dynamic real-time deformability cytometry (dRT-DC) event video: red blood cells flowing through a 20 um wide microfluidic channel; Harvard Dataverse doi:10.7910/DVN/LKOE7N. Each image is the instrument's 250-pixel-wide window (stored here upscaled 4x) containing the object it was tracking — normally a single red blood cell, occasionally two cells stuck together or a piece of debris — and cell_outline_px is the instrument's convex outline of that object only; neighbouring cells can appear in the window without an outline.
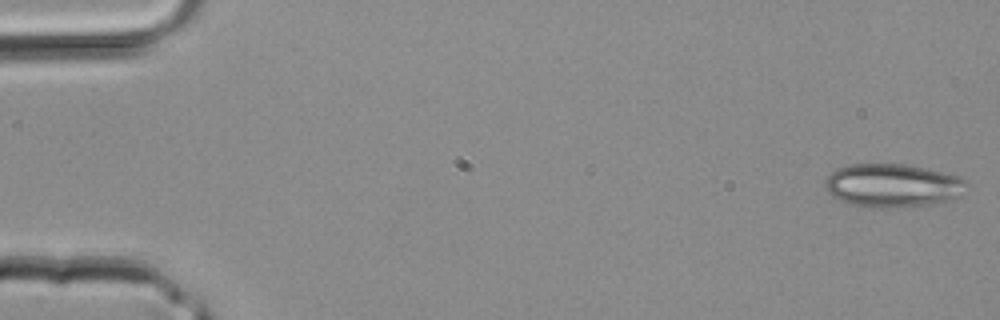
{"species": "common noctule bat (a hibernating species)", "species_latin": "Nyctalus noctula", "temperature_condition": "room temperature", "stored_images_in_passage": 39, "camera_frame_rate_fps": 3000, "um_per_image_px": 0.085, "animal": {"sex": "male", "body_mass_g": 20.4}, "frame": {"image": 1, "passage_image": 1, "time_ms": 0.0, "image_size_px": [1000, 320], "cell_outline_px": [[968, 184], [956, 196], [944, 204], [884, 208], [872, 208], [852, 204], [840, 200], [832, 196], [824, 188], [824, 180], [832, 172], [840, 168], [852, 164], [904, 164], [924, 168], [956, 176], [968, 180]], "centroid_in_image_um": [75.86, 15.79], "position_along_channel_um": 9.1, "area_um2": 35.78}}
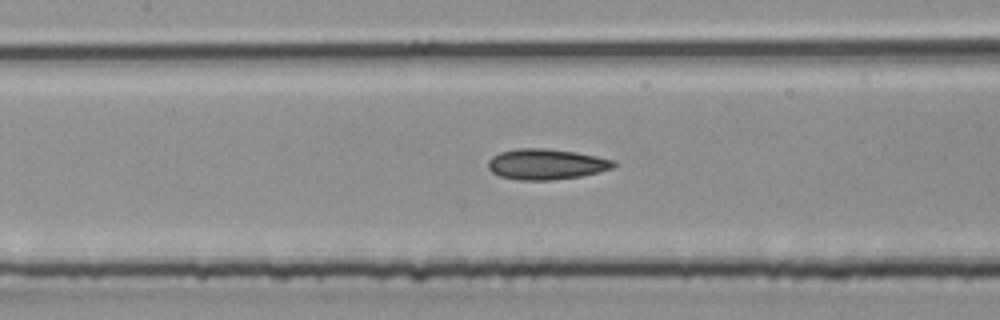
{"frame": {"image": 2, "passage_image": 18, "time_ms": 5.667, "image_size_px": [1000, 320], "cell_outline_px": [[616, 164], [612, 168], [600, 172], [580, 176], [552, 180], [520, 180], [500, 176], [492, 172], [488, 168], [488, 160], [492, 156], [500, 152], [516, 148], [544, 148], [576, 152], [616, 160]], "centroid_in_image_um": [46.43, 13.95], "position_along_channel_um": 161.0, "area_um2": 22.48}}
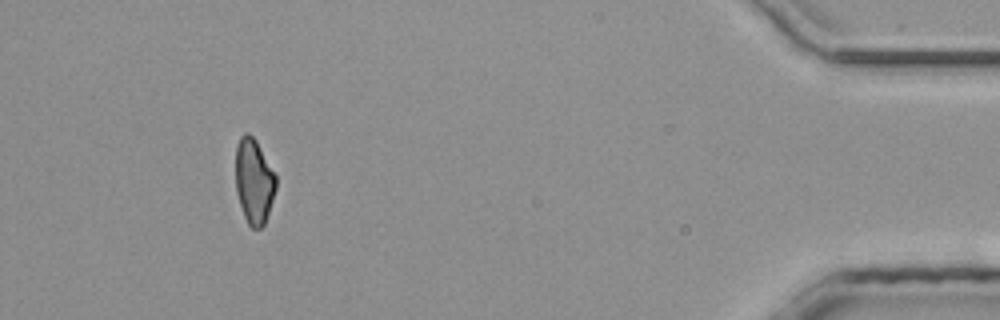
{"frame": {"image": 3, "passage_image": 36, "time_ms": 11.667, "image_size_px": [1000, 320], "cell_outline_px": [[276, 188], [264, 224], [260, 228], [252, 228], [248, 224], [244, 216], [236, 192], [236, 144], [240, 136], [244, 132], [248, 132], [256, 140], [276, 176]], "centroid_in_image_um": [21.57, 15.37], "position_along_channel_um": 413.6, "area_um2": 19.83}}